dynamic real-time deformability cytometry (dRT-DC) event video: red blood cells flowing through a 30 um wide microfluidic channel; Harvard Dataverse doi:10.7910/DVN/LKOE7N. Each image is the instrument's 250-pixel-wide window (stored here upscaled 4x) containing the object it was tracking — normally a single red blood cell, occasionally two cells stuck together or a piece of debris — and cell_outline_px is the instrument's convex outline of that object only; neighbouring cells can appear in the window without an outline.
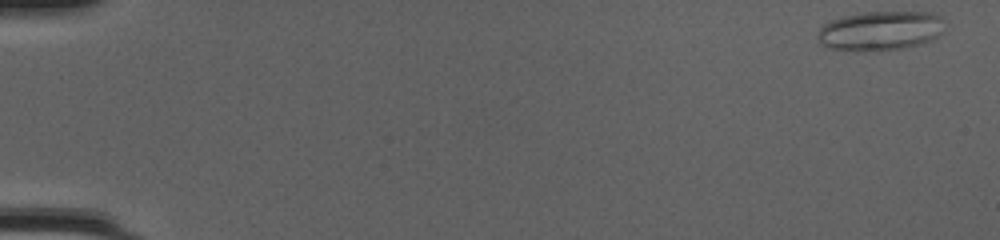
{"species": "common noctule bat (a hibernating species)", "species_latin": "Nyctalus noctula", "temperature_condition": "cold", "stored_images_in_passage": 49, "camera_frame_rate_fps": 3000, "um_per_image_px": 0.085, "animal": {"sex": "female", "body_mass_g": 20.0, "forearm_length_mm": 54.0}, "frame": {"image": 1, "passage_image": 1, "time_ms": 0.0, "image_size_px": [1000, 240], "cell_outline_px": [[944, 20], [940, 32], [932, 40], [920, 44], [904, 48], [876, 52], [856, 52], [832, 48], [820, 44], [816, 40], [816, 36], [820, 28], [824, 24], [840, 16], [860, 12], [932, 12], [940, 16]], "centroid_in_image_um": [74.77, 2.63], "position_along_channel_um": 10.2, "area_um2": 29.71}}
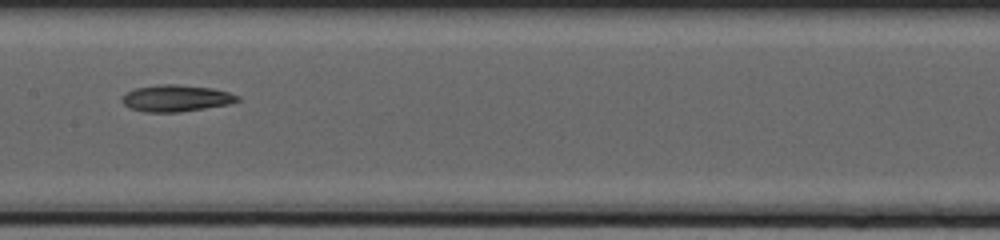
{"frame": {"image": 2, "passage_image": 26, "time_ms": 8.333, "image_size_px": [1000, 240], "cell_outline_px": [[240, 100], [228, 104], [180, 112], [144, 112], [128, 108], [120, 100], [124, 92], [136, 88], [160, 84], [176, 84], [212, 88], [228, 92], [240, 96]], "centroid_in_image_um": [14.92, 8.35], "position_along_channel_um": 192.5, "area_um2": 18.03}}
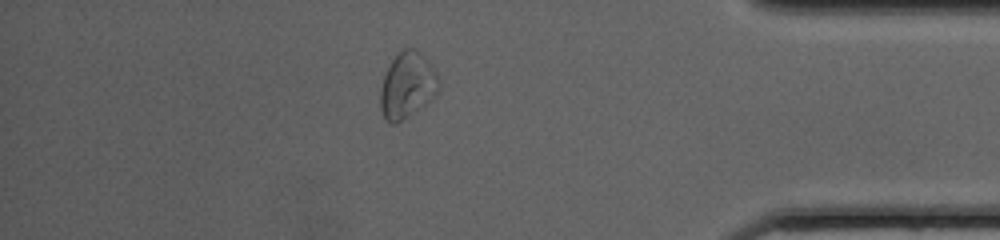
{"frame": {"image": 3, "passage_image": 43, "time_ms": 14.0, "image_size_px": [1000, 240], "cell_outline_px": [[440, 88], [424, 104], [396, 124], [392, 124], [384, 116], [380, 108], [380, 88], [384, 76], [392, 60], [404, 48], [412, 48], [428, 60], [432, 64], [440, 80]], "centroid_in_image_um": [34.62, 7.24], "position_along_channel_um": 400.6, "area_um2": 21.96}}